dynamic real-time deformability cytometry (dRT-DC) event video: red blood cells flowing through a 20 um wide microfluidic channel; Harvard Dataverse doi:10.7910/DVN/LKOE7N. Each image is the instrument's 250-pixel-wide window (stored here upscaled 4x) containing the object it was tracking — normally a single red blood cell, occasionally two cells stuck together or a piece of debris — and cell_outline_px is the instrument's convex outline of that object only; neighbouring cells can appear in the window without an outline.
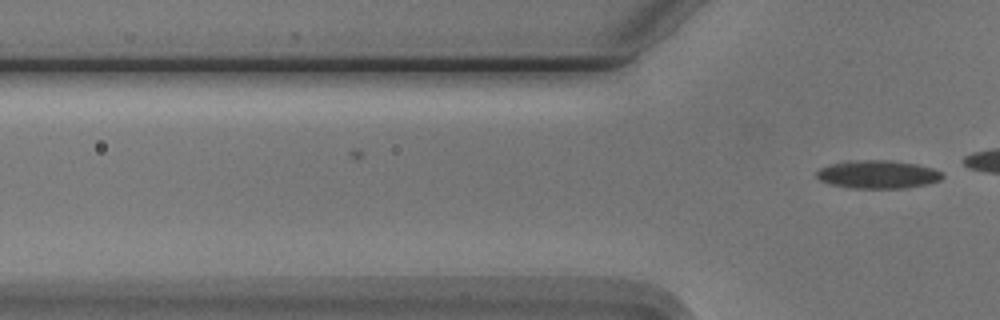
{"species": "Egyptian fruit bat (a non-hibernating species)", "species_latin": "Rousettus aegyptiacus", "temperature_condition": "cold", "stored_images_in_passage": 6, "camera_frame_rate_fps": 3000, "um_per_image_px": 0.085, "animal": {"sex": "male"}, "frame": {"image": 1, "passage_image": 6, "time_ms": 1.667, "image_size_px": [1000, 320], "cell_outline_px": [[944, 176], [940, 180], [928, 184], [908, 188], [852, 188], [832, 184], [820, 180], [816, 176], [816, 172], [820, 168], [832, 164], [848, 160], [888, 160], [916, 164], [932, 168], [940, 172]], "centroid_in_image_um": [74.62, 14.82], "position_along_channel_um": 51.2, "area_um2": 20.58}}